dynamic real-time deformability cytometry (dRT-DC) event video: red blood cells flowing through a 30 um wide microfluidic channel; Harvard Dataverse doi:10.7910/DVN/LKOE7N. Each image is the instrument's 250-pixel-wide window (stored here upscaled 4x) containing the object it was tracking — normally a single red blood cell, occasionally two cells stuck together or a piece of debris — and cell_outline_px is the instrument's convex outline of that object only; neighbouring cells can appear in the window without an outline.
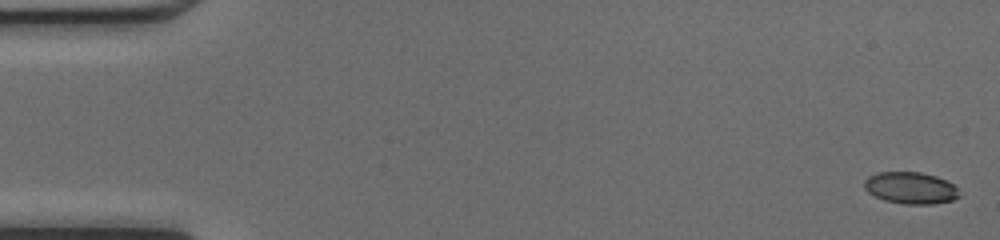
{"species": "common noctule bat (a hibernating species)", "species_latin": "Nyctalus noctula", "temperature_condition": "cold", "stored_images_in_passage": 49, "camera_frame_rate_fps": 3000, "um_per_image_px": 0.085, "animal": {"sex": "female", "body_mass_g": 17.0, "forearm_length_mm": 48.0}, "frame": {"image": 1, "passage_image": 1, "time_ms": 0.0, "image_size_px": [1000, 240], "cell_outline_px": [[960, 196], [952, 200], [932, 204], [904, 204], [884, 200], [868, 192], [864, 188], [864, 180], [868, 176], [876, 172], [920, 172], [936, 176], [952, 184], [956, 188]], "centroid_in_image_um": [77.37, 15.97], "position_along_channel_um": 7.6, "area_um2": 17.51}}
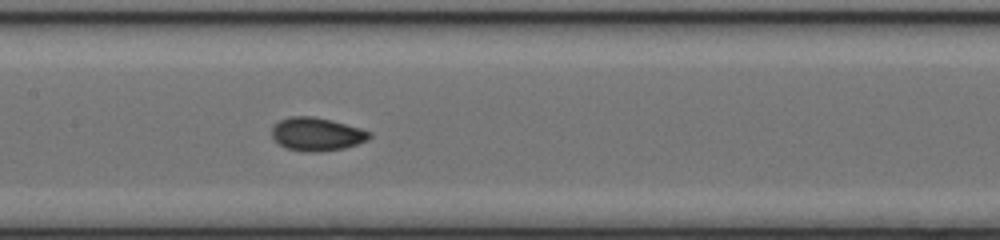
{"frame": {"image": 2, "passage_image": 24, "time_ms": 7.667, "image_size_px": [1000, 240], "cell_outline_px": [[372, 136], [368, 140], [344, 148], [320, 152], [308, 152], [288, 148], [280, 144], [272, 136], [272, 128], [280, 120], [288, 116], [312, 116], [332, 120], [360, 128], [372, 132]], "centroid_in_image_um": [26.95, 11.4], "position_along_channel_um": 180.4, "area_um2": 18.84}}
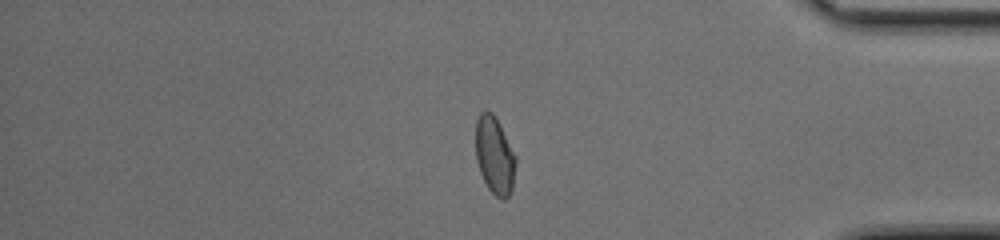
{"frame": {"image": 3, "passage_image": 41, "time_ms": 13.333, "image_size_px": [1000, 240], "cell_outline_px": [[516, 164], [512, 188], [508, 196], [504, 200], [500, 200], [488, 188], [480, 172], [476, 160], [476, 120], [480, 112], [492, 112], [496, 116], [516, 156]], "centroid_in_image_um": [42.05, 13.21], "position_along_channel_um": 393.2, "area_um2": 18.15}, "authors_computed_cell_mechanics": {"area_um2": 18.0914, "velocity_mm_per_s": 4.2408, "shape_relaxation_time_tau1_ms": 5.2652, "shape_relaxation_time_tau2_ms": 0.8995, "deformation_change_tau1": 0.1459, "deformation_change_tau2": 0.0378}}